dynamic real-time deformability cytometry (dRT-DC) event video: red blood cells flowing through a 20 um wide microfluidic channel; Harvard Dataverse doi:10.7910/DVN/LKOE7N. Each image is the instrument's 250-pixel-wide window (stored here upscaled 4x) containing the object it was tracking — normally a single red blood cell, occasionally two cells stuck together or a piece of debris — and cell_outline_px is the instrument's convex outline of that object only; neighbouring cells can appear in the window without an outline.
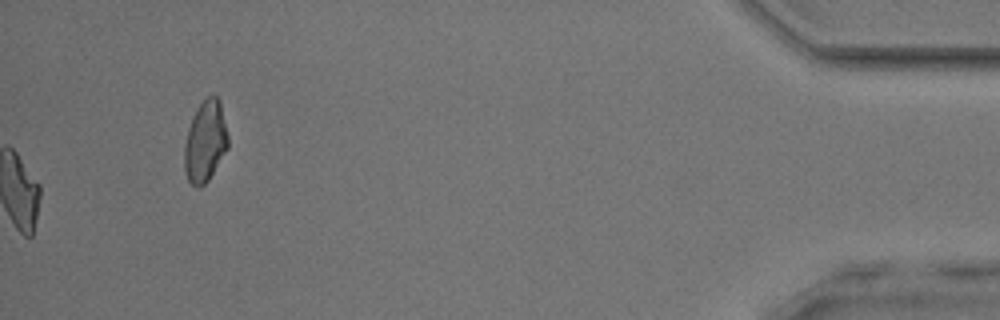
{"species": "common noctule bat (a hibernating species)", "species_latin": "Nyctalus noctula", "temperature_condition": "room temperature", "stored_images_in_passage": 40, "camera_frame_rate_fps": 3000, "um_per_image_px": 0.085, "animal": {"sex": "male", "body_mass_g": 17.9, "forearm_length_mm": 54.2}, "frame": {"image": 1, "passage_image": 40, "time_ms": 13.0, "image_size_px": [1000, 320], "cell_outline_px": [[228, 148], [208, 180], [200, 188], [196, 188], [188, 180], [184, 172], [184, 144], [188, 128], [200, 104], [208, 96], [216, 96], [220, 100], [228, 136]], "centroid_in_image_um": [17.44, 12.06], "position_along_channel_um": 417.8, "area_um2": 20.52}, "authors_computed_cell_mechanics": {"area_um2": 19.7965, "velocity_mm_per_s": 4.0477, "shape_relaxation_time_tau1_ms": 5.1752, "shape_relaxation_time_tau2_ms": 3.0632, "deformation_change_tau1": 0.1855, "deformation_change_tau2": 0.1219}}